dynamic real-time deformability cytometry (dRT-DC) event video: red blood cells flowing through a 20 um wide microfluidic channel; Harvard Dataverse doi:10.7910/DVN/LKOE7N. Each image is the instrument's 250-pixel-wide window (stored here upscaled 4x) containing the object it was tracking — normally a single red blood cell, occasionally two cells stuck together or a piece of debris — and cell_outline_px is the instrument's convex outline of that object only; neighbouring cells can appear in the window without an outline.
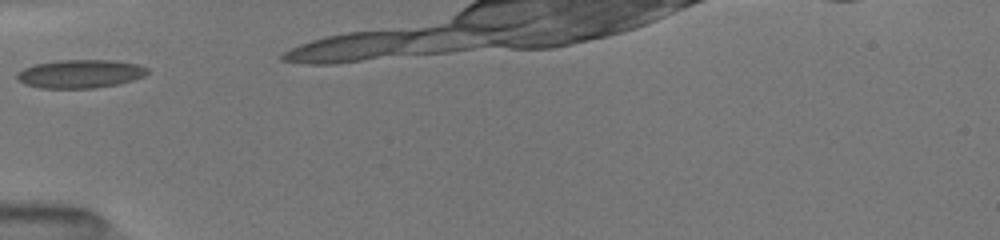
{"species": "common noctule bat (a hibernating species)", "species_latin": "Nyctalus noctula", "temperature_condition": "room temperature", "stored_images_in_passage": 6, "camera_frame_rate_fps": 3000, "um_per_image_px": 0.085, "animal": {"sex": "female", "body_mass_g": 19.5, "forearm_length_mm": 54.1}, "frame": {"image": 1, "passage_image": 1, "time_ms": 0.0, "image_size_px": [1000, 240], "cell_outline_px": [[148, 72], [144, 76], [132, 80], [116, 84], [96, 88], [40, 88], [24, 84], [16, 80], [16, 72], [24, 68], [36, 64], [60, 60], [112, 60], [136, 64], [148, 68]], "centroid_in_image_um": [6.77, 6.28], "position_along_channel_um": 78.2, "area_um2": 21.56}}
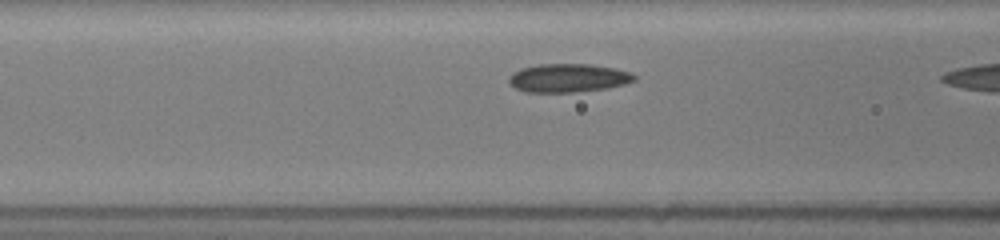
{"frame": {"image": 2, "passage_image": 5, "time_ms": 1.0, "image_size_px": [1000, 240], "cell_outline_px": [[636, 80], [624, 84], [604, 88], [576, 92], [524, 92], [516, 88], [508, 80], [520, 68], [536, 64], [588, 64], [616, 68], [628, 72], [636, 76]], "centroid_in_image_um": [48.31, 6.62], "position_along_channel_um": 118.3, "area_um2": 20.58}}